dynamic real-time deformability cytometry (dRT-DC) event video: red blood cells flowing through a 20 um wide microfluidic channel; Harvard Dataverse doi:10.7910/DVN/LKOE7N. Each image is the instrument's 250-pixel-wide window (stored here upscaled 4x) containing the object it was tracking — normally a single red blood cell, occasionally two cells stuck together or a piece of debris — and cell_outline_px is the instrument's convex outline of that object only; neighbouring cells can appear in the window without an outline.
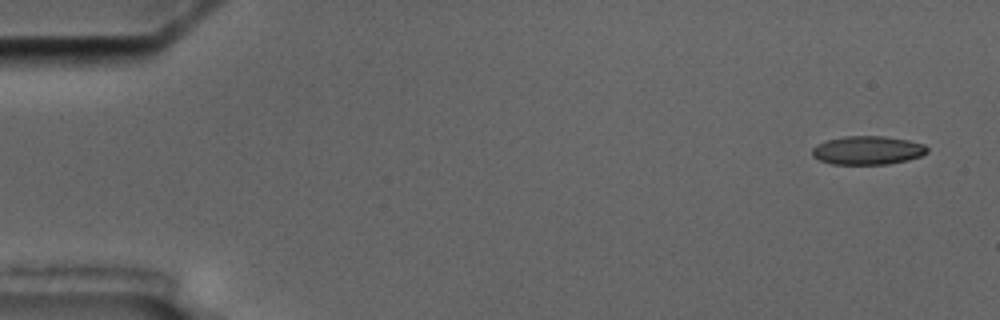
{"species": "common noctule bat (a hibernating species)", "species_latin": "Nyctalus noctula", "temperature_condition": "cold", "stored_images_in_passage": 4, "camera_frame_rate_fps": 3000, "um_per_image_px": 0.085, "animal": {"sex": "male", "body_mass_g": 17.5, "forearm_length_mm": 52.3}, "frame": {"image": 1, "passage_image": 1, "time_ms": 0.0, "image_size_px": [1000, 320], "cell_outline_px": [[928, 152], [920, 156], [908, 160], [888, 164], [832, 164], [820, 160], [812, 156], [812, 148], [816, 144], [828, 140], [844, 136], [884, 136], [908, 140], [924, 144], [928, 148]], "centroid_in_image_um": [73.75, 12.77], "position_along_channel_um": 11.3, "area_um2": 19.19}}
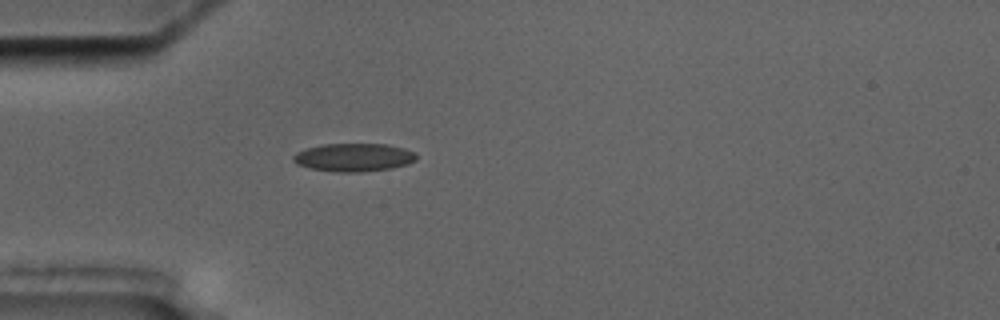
{"frame": {"image": 2, "passage_image": 4, "time_ms": 4.667, "image_size_px": [1000, 320], "cell_outline_px": [[416, 160], [408, 164], [392, 168], [360, 172], [336, 172], [312, 168], [296, 164], [292, 160], [292, 156], [296, 152], [304, 148], [324, 144], [388, 144], [404, 148], [416, 152]], "centroid_in_image_um": [30.07, 13.37], "position_along_channel_um": 54.9, "area_um2": 20.35}}